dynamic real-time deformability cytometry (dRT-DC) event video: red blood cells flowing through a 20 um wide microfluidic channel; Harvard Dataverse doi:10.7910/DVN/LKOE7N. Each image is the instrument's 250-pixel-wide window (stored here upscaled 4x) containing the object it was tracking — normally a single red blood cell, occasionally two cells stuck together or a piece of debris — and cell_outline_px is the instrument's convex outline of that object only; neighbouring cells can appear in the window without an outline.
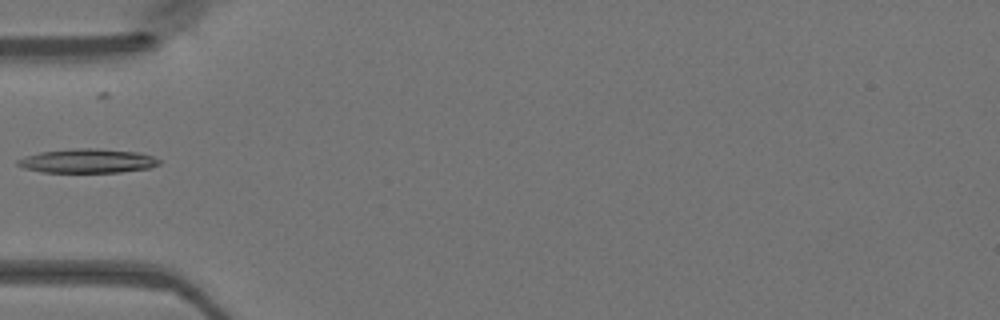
{"species": "Egyptian fruit bat (a non-hibernating species)", "species_latin": "Rousettus aegyptiacus", "temperature_condition": "warm", "stored_images_in_passage": 16, "camera_frame_rate_fps": 3000, "um_per_image_px": 0.085, "animal": {"sex": "female"}, "frame": {"image": 1, "passage_image": 1, "time_ms": 0.0, "image_size_px": [1000, 320], "cell_outline_px": [[160, 164], [148, 168], [120, 172], [44, 172], [24, 168], [16, 164], [16, 160], [40, 152], [68, 148], [96, 148], [140, 152], [152, 156], [160, 160]], "centroid_in_image_um": [7.45, 13.67], "position_along_channel_um": 77.5, "area_um2": 19.88}}